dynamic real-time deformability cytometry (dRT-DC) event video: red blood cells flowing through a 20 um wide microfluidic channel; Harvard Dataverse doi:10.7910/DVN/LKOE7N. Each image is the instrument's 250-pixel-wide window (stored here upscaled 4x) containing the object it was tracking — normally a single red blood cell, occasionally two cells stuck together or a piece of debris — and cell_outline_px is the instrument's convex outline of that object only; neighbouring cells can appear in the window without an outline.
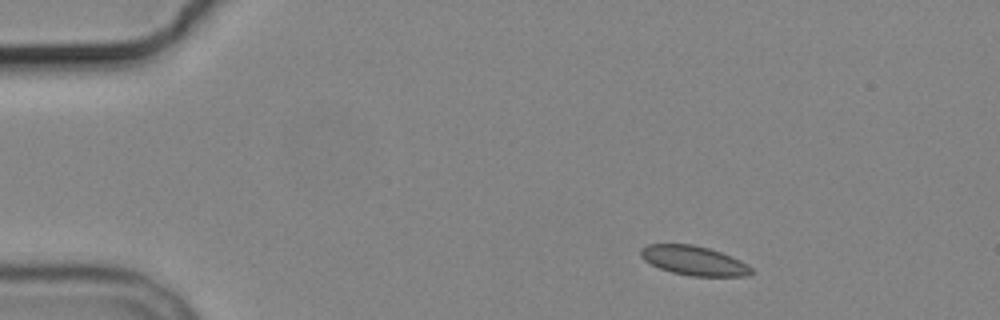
{"species": "common noctule bat (a hibernating species)", "species_latin": "Nyctalus noctula", "temperature_condition": "cold", "stored_images_in_passage": 3, "camera_frame_rate_fps": 3000, "um_per_image_px": 0.085, "animal": {"sex": "male", "body_mass_g": 19.2, "forearm_length_mm": 51.8}, "frame": {"image": 1, "passage_image": 1, "time_ms": 0.0, "image_size_px": [1000, 320], "cell_outline_px": [[756, 272], [748, 276], [692, 276], [672, 272], [660, 268], [644, 260], [640, 256], [640, 248], [648, 244], [692, 244], [708, 248], [720, 252], [740, 260], [748, 264]], "centroid_in_image_um": [59.0, 22.15], "position_along_channel_um": 26.0, "area_um2": 18.96}}